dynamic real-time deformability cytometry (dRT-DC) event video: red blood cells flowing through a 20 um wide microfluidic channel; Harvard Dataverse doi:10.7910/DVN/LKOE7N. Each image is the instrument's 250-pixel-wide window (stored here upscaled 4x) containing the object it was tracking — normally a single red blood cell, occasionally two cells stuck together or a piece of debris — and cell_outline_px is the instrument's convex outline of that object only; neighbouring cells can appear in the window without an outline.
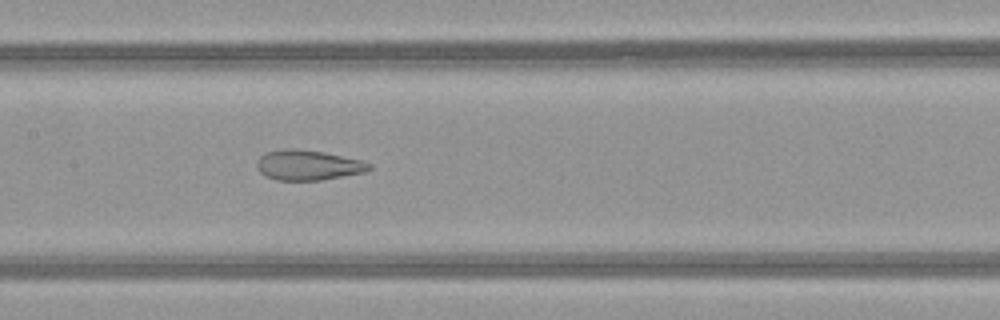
{"species": "common noctule bat (a hibernating species)", "species_latin": "Nyctalus noctula", "temperature_condition": "warm", "stored_images_in_passage": 40, "camera_frame_rate_fps": 3000, "um_per_image_px": 0.085, "animal": {"sex": "female", "body_mass_g": 21.9}, "frame": {"image": 1, "passage_image": 23, "time_ms": 7.333, "image_size_px": [1000, 320], "cell_outline_px": [[372, 168], [364, 172], [320, 180], [276, 180], [264, 176], [256, 168], [256, 160], [264, 152], [284, 148], [292, 148], [324, 152], [364, 160], [372, 164]], "centroid_in_image_um": [26.16, 14.02], "position_along_channel_um": 181.2, "area_um2": 20.0}}
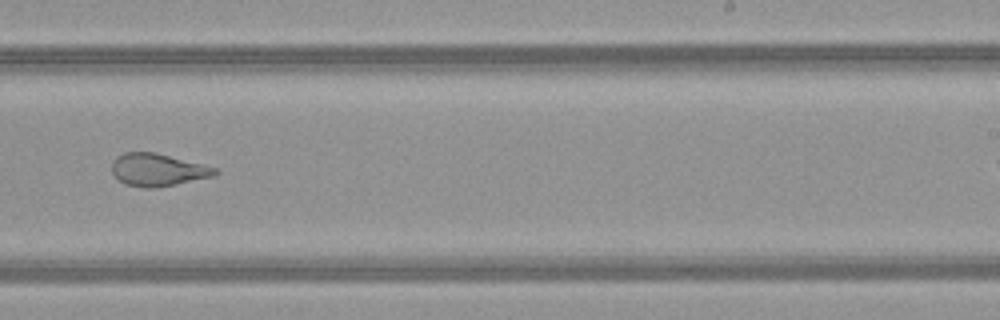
{"frame": {"image": 2, "passage_image": 30, "time_ms": 9.667, "image_size_px": [1000, 320], "cell_outline_px": [[220, 172], [212, 176], [176, 184], [156, 188], [144, 188], [124, 184], [112, 172], [112, 160], [116, 156], [124, 152], [156, 152], [216, 168]], "centroid_in_image_um": [13.37, 14.43], "position_along_channel_um": 275.6, "area_um2": 19.48}}
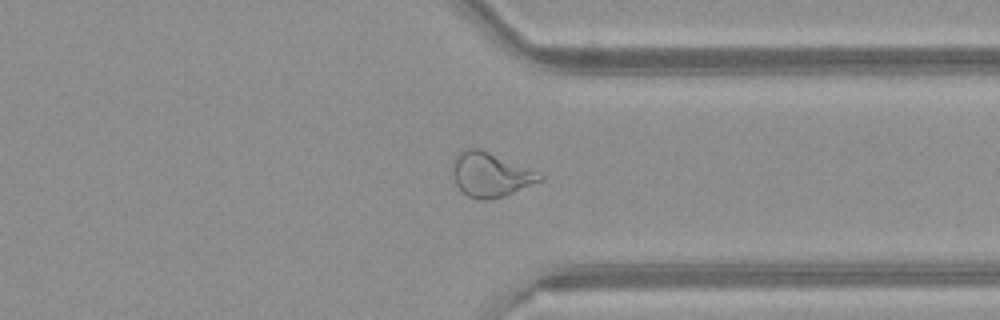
{"frame": {"image": 3, "passage_image": 37, "time_ms": 12.0, "image_size_px": [1000, 320], "cell_outline_px": [[544, 180], [504, 196], [484, 200], [476, 200], [468, 196], [456, 184], [452, 176], [452, 160], [460, 152], [468, 148], [480, 148], [544, 176]], "centroid_in_image_um": [41.64, 14.86], "position_along_channel_um": 369.8, "area_um2": 22.2}}